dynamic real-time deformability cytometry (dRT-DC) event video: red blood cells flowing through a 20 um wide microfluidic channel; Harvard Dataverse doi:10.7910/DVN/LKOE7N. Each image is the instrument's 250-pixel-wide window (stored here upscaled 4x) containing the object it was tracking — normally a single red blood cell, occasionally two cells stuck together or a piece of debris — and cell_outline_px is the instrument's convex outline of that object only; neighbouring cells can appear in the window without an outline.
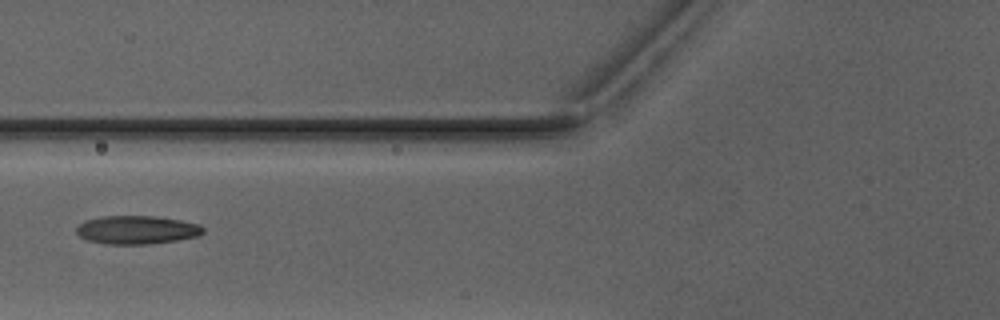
{"species": "Egyptian fruit bat (a non-hibernating species)", "species_latin": "Rousettus aegyptiacus", "temperature_condition": "warm", "stored_images_in_passage": 4, "camera_frame_rate_fps": 3000, "um_per_image_px": 0.085, "animal": {"sex": "male"}, "frame": {"image": 1, "passage_image": 4, "time_ms": 5.0, "image_size_px": [1000, 320], "cell_outline_px": [[204, 232], [200, 236], [176, 240], [148, 244], [104, 244], [88, 240], [80, 236], [76, 232], [76, 228], [84, 220], [100, 216], [156, 216], [180, 220], [200, 224], [204, 228]], "centroid_in_image_um": [11.64, 19.53], "position_along_channel_um": 114.2, "area_um2": 21.1}}